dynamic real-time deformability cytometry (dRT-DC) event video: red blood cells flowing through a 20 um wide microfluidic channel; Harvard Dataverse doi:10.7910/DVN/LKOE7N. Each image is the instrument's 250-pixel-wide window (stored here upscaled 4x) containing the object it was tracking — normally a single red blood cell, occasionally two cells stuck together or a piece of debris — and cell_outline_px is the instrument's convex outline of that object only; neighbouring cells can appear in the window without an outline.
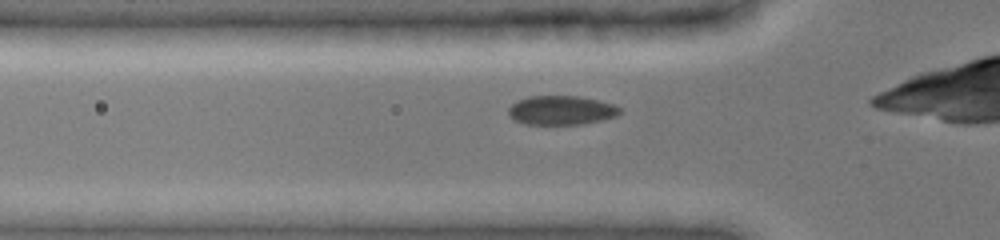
{"species": "common noctule bat (a hibernating species)", "species_latin": "Nyctalus noctula", "temperature_condition": "cold", "stored_images_in_passage": 36, "camera_frame_rate_fps": 3000, "um_per_image_px": 0.085, "animal": {"sex": "female", "body_mass_g": 19.0, "forearm_length_mm": 51.5}, "frame": {"image": 1, "passage_image": 8, "time_ms": 2.333, "image_size_px": [1000, 240], "cell_outline_px": [[620, 112], [616, 116], [604, 120], [584, 124], [524, 124], [516, 120], [508, 112], [508, 108], [516, 100], [528, 96], [580, 96], [600, 100], [612, 104], [620, 108]], "centroid_in_image_um": [47.72, 9.36], "position_along_channel_um": 78.1, "area_um2": 18.96}}
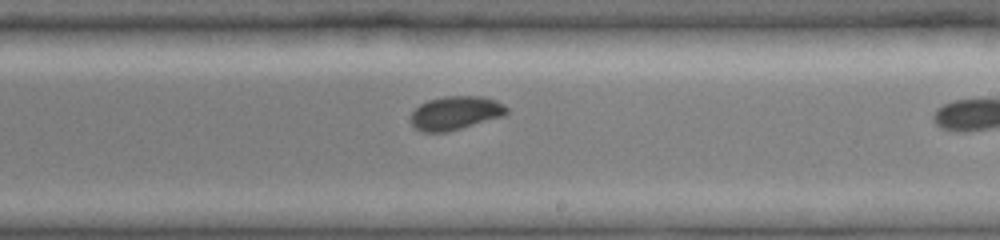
{"frame": {"image": 2, "passage_image": 21, "time_ms": 6.667, "image_size_px": [1000, 240], "cell_outline_px": [[508, 112], [504, 116], [448, 132], [424, 132], [416, 128], [408, 120], [412, 112], [420, 104], [428, 100], [444, 96], [484, 96], [496, 100], [504, 104], [508, 108]], "centroid_in_image_um": [38.72, 9.6], "position_along_channel_um": 250.3, "area_um2": 19.02}}
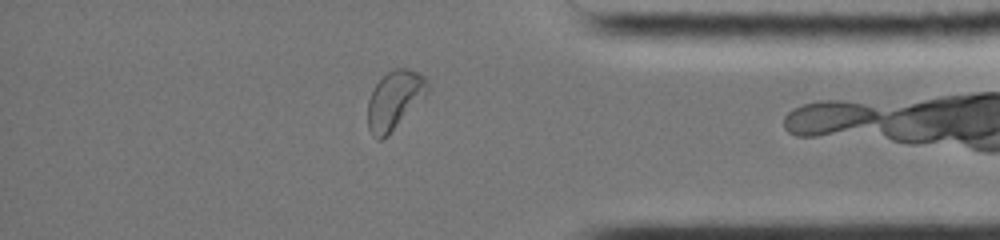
{"frame": {"image": 3, "passage_image": 33, "time_ms": 10.667, "image_size_px": [1000, 240], "cell_outline_px": [[428, 92], [388, 136], [380, 140], [376, 140], [372, 136], [368, 128], [368, 100], [376, 84], [392, 68], [408, 68], [424, 76], [428, 80]], "centroid_in_image_um": [33.52, 8.51], "position_along_channel_um": 401.7, "area_um2": 20.23}}